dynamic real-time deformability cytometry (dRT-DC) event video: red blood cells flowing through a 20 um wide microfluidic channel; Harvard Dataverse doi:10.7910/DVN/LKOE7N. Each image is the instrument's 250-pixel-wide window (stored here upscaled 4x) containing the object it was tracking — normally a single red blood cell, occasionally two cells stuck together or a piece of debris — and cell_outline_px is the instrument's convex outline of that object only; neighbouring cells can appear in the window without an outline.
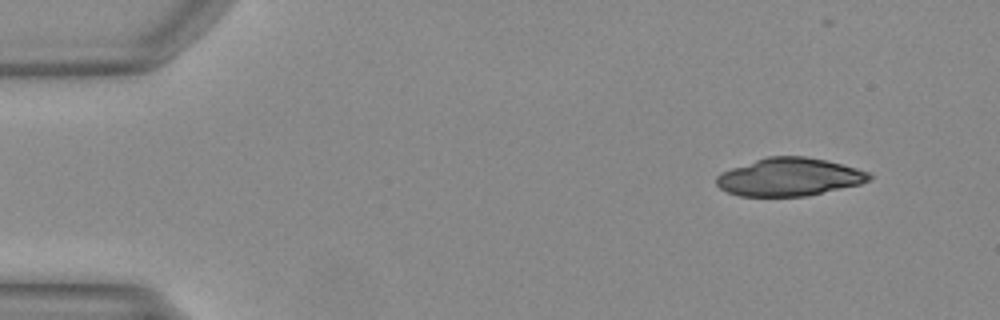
{"species": "Egyptian fruit bat (a non-hibernating species)", "species_latin": "Rousettus aegyptiacus", "temperature_condition": "warm", "stored_images_in_passage": 34, "camera_frame_rate_fps": 3000, "um_per_image_px": 0.085, "animal": {"sex": "female"}, "frame": {"image": 1, "passage_image": 1, "time_ms": 0.0, "image_size_px": [1000, 320], "cell_outline_px": [[872, 176], [868, 180], [860, 184], [808, 196], [740, 196], [728, 192], [720, 188], [716, 184], [716, 176], [720, 172], [768, 156], [804, 156], [824, 160], [872, 172]], "centroid_in_image_um": [67.09, 15.05], "position_along_channel_um": 17.9, "area_um2": 33.64}}